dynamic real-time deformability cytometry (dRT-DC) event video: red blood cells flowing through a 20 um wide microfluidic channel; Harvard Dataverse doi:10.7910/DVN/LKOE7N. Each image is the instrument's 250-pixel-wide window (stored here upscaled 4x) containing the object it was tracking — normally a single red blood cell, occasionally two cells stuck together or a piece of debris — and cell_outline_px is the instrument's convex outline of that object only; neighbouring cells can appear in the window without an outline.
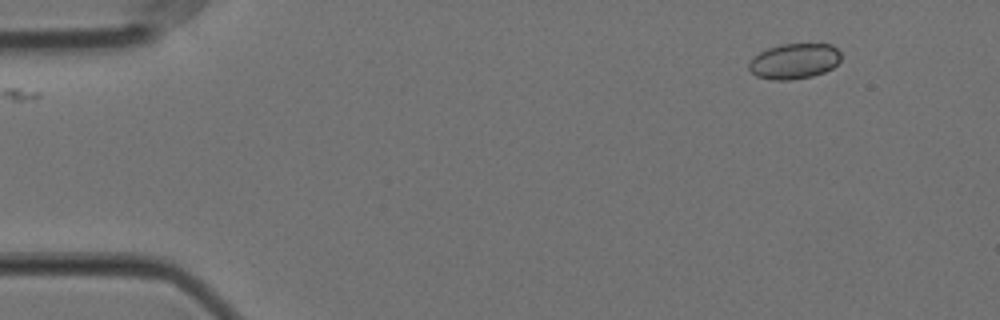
{"species": "Egyptian fruit bat (a non-hibernating species)", "species_latin": "Rousettus aegyptiacus", "temperature_condition": "cold", "stored_images_in_passage": 12, "camera_frame_rate_fps": 3000, "um_per_image_px": 0.085, "animal": {"sex": "female"}, "frame": {"image": 1, "passage_image": 1, "time_ms": 0.0, "image_size_px": [1000, 320], "cell_outline_px": [[840, 60], [832, 68], [824, 72], [812, 76], [788, 80], [772, 80], [756, 76], [748, 68], [748, 64], [752, 56], [768, 48], [780, 44], [832, 44], [840, 52]], "centroid_in_image_um": [67.49, 5.2], "position_along_channel_um": 17.5, "area_um2": 19.07}}
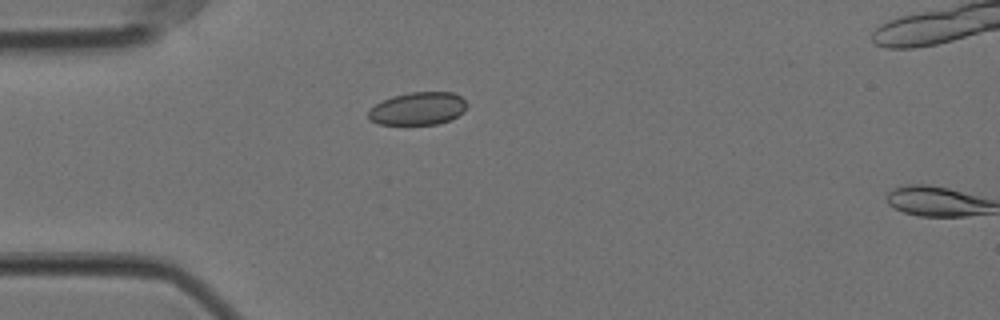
{"frame": {"image": 2, "passage_image": 11, "time_ms": 3.333, "image_size_px": [1000, 320], "cell_outline_px": [[468, 104], [464, 112], [452, 120], [436, 124], [380, 124], [368, 120], [368, 112], [376, 104], [392, 96], [412, 92], [452, 92], [460, 96]], "centroid_in_image_um": [35.56, 9.23], "position_along_channel_um": 49.4, "area_um2": 18.84}}